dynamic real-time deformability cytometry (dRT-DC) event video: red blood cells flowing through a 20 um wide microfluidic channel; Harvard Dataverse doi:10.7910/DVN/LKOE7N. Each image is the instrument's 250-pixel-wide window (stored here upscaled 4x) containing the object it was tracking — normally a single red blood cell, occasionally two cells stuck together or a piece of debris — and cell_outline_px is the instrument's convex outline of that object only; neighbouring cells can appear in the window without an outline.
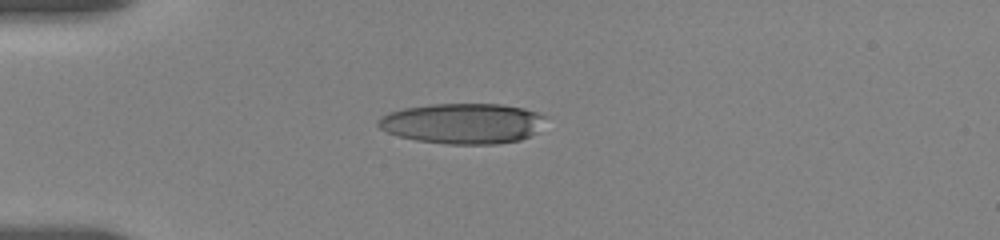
{"species": "human", "species_latin": "Homo sapiens", "temperature_condition": "room temperature", "stored_images_in_passage": 9, "camera_frame_rate_fps": 3000, "um_per_image_px": 0.085, "donor": {"sex": "female"}, "frame": {"image": 1, "passage_image": 6, "time_ms": 4.333, "image_size_px": [1000, 240], "cell_outline_px": [[544, 116], [536, 132], [520, 140], [496, 144], [448, 144], [416, 140], [400, 136], [388, 132], [380, 128], [376, 124], [380, 116], [388, 112], [404, 108], [428, 104], [500, 104], [524, 108], [540, 112]], "centroid_in_image_um": [39.29, 10.48], "position_along_channel_um": 45.7, "area_um2": 39.36}}
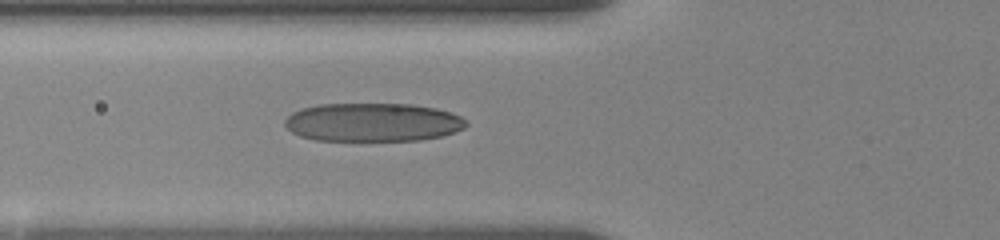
{"frame": {"image": 2, "passage_image": 9, "time_ms": 6.333, "image_size_px": [1000, 240], "cell_outline_px": [[468, 124], [464, 128], [456, 132], [440, 136], [420, 140], [316, 140], [300, 136], [292, 132], [284, 124], [284, 120], [292, 112], [300, 108], [320, 104], [412, 104], [436, 108], [460, 116], [468, 120]], "centroid_in_image_um": [31.69, 10.39], "position_along_channel_um": 94.1, "area_um2": 40.75}}